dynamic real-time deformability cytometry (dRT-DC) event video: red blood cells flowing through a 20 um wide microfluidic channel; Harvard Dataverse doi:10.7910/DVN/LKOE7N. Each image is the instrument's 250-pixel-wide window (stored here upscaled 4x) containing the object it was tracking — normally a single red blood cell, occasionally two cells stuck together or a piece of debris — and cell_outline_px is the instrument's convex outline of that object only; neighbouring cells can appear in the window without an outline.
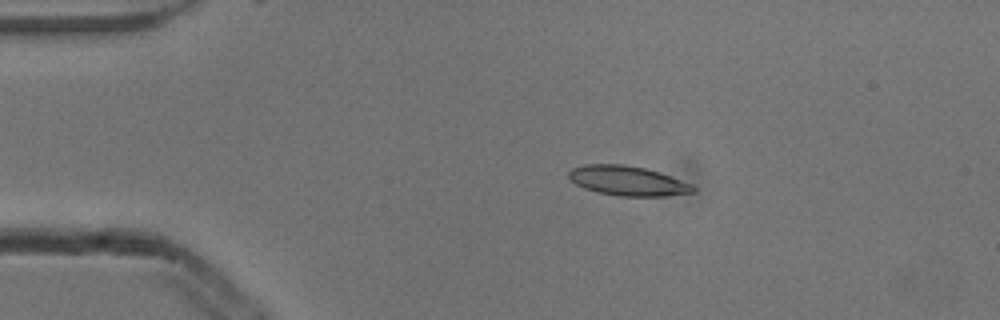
{"species": "common noctule bat (a hibernating species)", "species_latin": "Nyctalus noctula", "temperature_condition": "cold", "stored_images_in_passage": 4, "camera_frame_rate_fps": 3000, "um_per_image_px": 0.085, "animal": {"sex": "male", "body_mass_g": 13.3}, "frame": {"image": 1, "passage_image": 2, "time_ms": 0.333, "image_size_px": [1000, 320], "cell_outline_px": [[696, 192], [664, 196], [620, 196], [596, 192], [584, 188], [576, 184], [568, 176], [568, 172], [572, 168], [584, 164], [624, 164], [644, 168], [660, 172], [692, 184], [696, 188]], "centroid_in_image_um": [53.36, 15.37], "position_along_channel_um": 31.6, "area_um2": 21.56}}
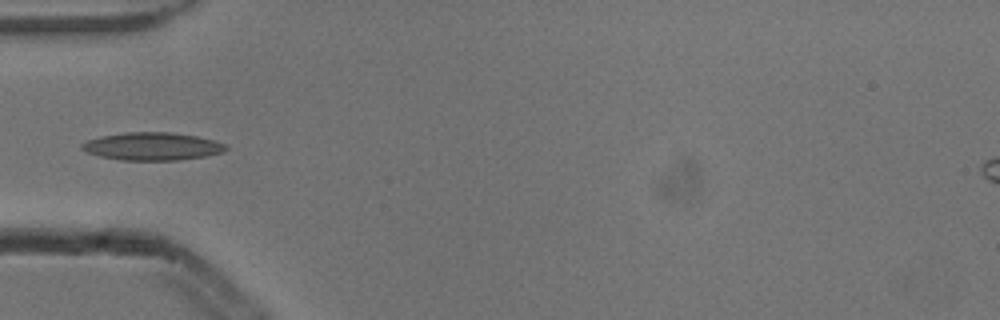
{"frame": {"image": 2, "passage_image": 4, "time_ms": 1.0, "image_size_px": [1000, 320], "cell_outline_px": [[228, 148], [224, 152], [204, 156], [180, 160], [120, 160], [100, 156], [88, 152], [80, 148], [80, 144], [88, 140], [100, 136], [124, 132], [172, 132], [196, 136], [212, 140], [224, 144]], "centroid_in_image_um": [12.92, 12.43], "position_along_channel_um": 72.1, "area_um2": 23.29}}